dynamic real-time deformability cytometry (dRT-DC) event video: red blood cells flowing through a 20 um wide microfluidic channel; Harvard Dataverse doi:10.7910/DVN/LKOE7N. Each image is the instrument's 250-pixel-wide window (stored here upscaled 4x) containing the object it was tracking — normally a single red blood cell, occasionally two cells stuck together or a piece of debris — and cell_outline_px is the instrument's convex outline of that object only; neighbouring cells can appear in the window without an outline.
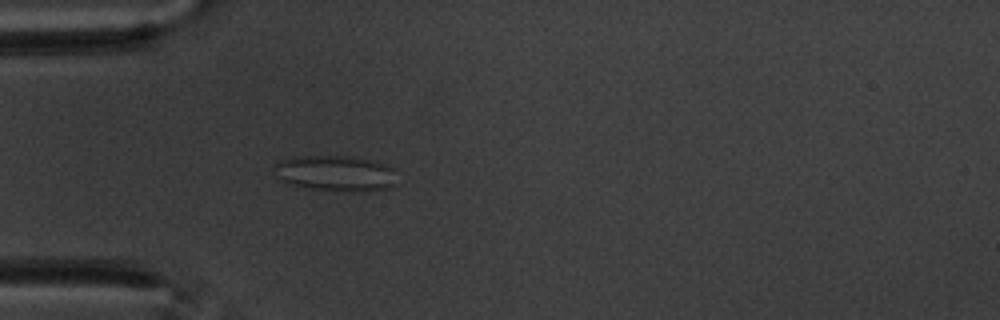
{"species": "common noctule bat (a hibernating species)", "species_latin": "Nyctalus noctula", "temperature_condition": "warm", "stored_images_in_passage": 58, "camera_frame_rate_fps": 3000, "um_per_image_px": 0.085, "animal": {"sex": "male", "body_mass_g": 20.1, "forearm_length_mm": 53.5}, "frame": {"image": 1, "passage_image": 18, "time_ms": 5.667, "image_size_px": [1000, 320], "cell_outline_px": [[396, 184], [388, 188], [364, 192], [352, 192], [308, 188], [284, 184], [276, 180], [276, 164], [280, 160], [292, 156], [348, 156], [368, 160], [384, 164], [392, 168]], "centroid_in_image_um": [28.46, 14.75], "position_along_channel_um": 56.5, "area_um2": 25.78}}
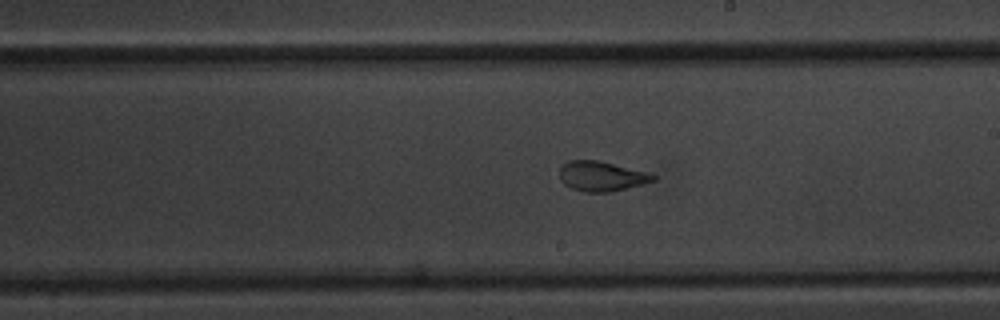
{"frame": {"image": 2, "passage_image": 34, "time_ms": 11.0, "image_size_px": [1000, 320], "cell_outline_px": [[656, 180], [608, 192], [584, 192], [572, 188], [564, 184], [560, 180], [560, 168], [568, 160], [596, 160], [648, 172], [656, 176]], "centroid_in_image_um": [51.1, 14.97], "position_along_channel_um": 237.9, "area_um2": 16.01}}
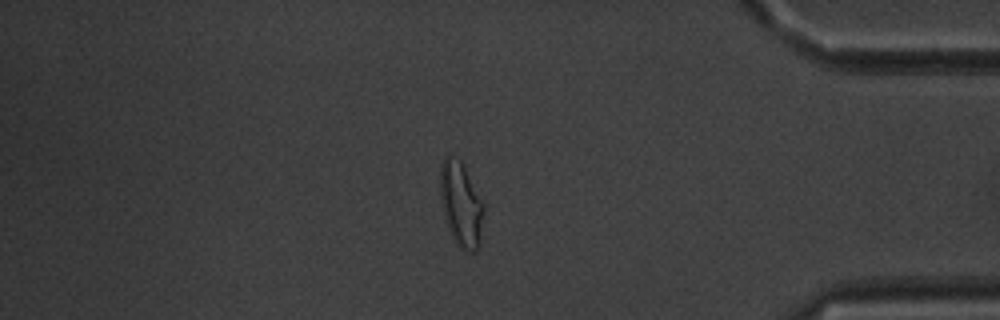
{"frame": {"image": 3, "passage_image": 50, "time_ms": 16.333, "image_size_px": [1000, 320], "cell_outline_px": [[484, 208], [480, 244], [476, 252], [468, 252], [460, 248], [456, 244], [448, 228], [440, 196], [440, 164], [444, 156], [448, 156], [460, 160], [464, 164], [484, 204]], "centroid_in_image_um": [39.2, 17.37], "position_along_channel_um": 396.0, "area_um2": 21.62}, "authors_computed_cell_mechanics": {"area_um2": 21.2415, "velocity_mm_per_s": 3.5011, "shape_relaxation_time_tau1_ms": null, "shape_relaxation_time_tau2_ms": 1.1401, "deformation_change_tau1": null, "deformation_change_tau2": 0.0885}}